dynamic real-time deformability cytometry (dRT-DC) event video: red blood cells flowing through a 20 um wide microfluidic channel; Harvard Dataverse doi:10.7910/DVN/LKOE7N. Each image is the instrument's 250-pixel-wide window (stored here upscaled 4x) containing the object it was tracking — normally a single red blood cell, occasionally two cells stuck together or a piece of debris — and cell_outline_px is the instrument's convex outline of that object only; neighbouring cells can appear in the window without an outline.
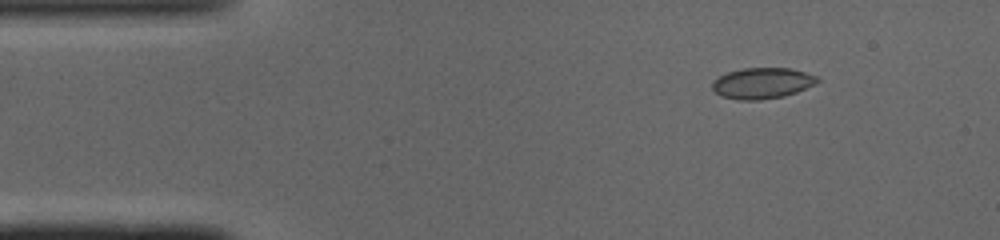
{"species": "common noctule bat (a hibernating species)", "species_latin": "Nyctalus noctula", "temperature_condition": "cold", "stored_images_in_passage": 44, "camera_frame_rate_fps": 3000, "um_per_image_px": 0.085, "animal": {"sex": "male", "body_mass_g": 19.0, "forearm_length_mm": 50.8}, "frame": {"image": 1, "passage_image": 2, "time_ms": 0.333, "image_size_px": [1000, 240], "cell_outline_px": [[820, 80], [816, 84], [796, 92], [784, 96], [760, 100], [740, 100], [724, 96], [716, 92], [712, 88], [712, 84], [720, 76], [728, 72], [744, 68], [792, 68], [816, 76]], "centroid_in_image_um": [64.83, 7.07], "position_along_channel_um": 20.2, "area_um2": 18.73}}
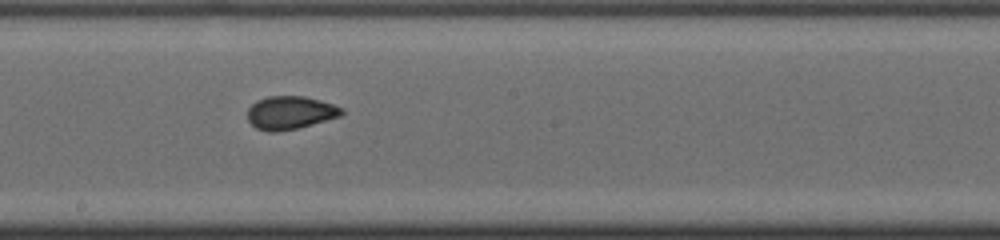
{"frame": {"image": 2, "passage_image": 22, "time_ms": 7.0, "image_size_px": [1000, 240], "cell_outline_px": [[344, 112], [340, 116], [296, 128], [276, 132], [268, 132], [256, 128], [248, 120], [248, 108], [256, 100], [268, 96], [304, 96], [320, 100], [344, 108]], "centroid_in_image_um": [24.65, 9.57], "position_along_channel_um": 223.6, "area_um2": 18.09}}
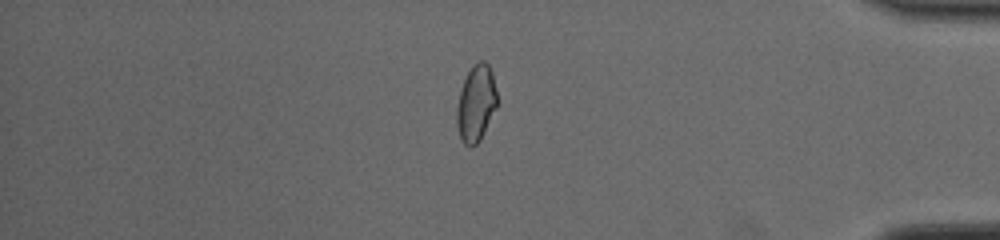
{"frame": {"image": 3, "passage_image": 37, "time_ms": 12.0, "image_size_px": [1000, 240], "cell_outline_px": [[496, 108], [480, 140], [472, 148], [468, 148], [460, 140], [456, 124], [456, 108], [460, 92], [464, 80], [472, 64], [480, 60], [484, 60], [488, 64], [492, 72], [496, 92]], "centroid_in_image_um": [40.44, 8.81], "position_along_channel_um": 394.8, "area_um2": 18.09}, "authors_computed_cell_mechanics": {"area_um2": 18.2359, "velocity_mm_per_s": 4.1092, "shape_relaxation_time_tau1_ms": null, "shape_relaxation_time_tau2_ms": 1.0422, "deformation_change_tau1": null, "deformation_change_tau2": 0.0529}}